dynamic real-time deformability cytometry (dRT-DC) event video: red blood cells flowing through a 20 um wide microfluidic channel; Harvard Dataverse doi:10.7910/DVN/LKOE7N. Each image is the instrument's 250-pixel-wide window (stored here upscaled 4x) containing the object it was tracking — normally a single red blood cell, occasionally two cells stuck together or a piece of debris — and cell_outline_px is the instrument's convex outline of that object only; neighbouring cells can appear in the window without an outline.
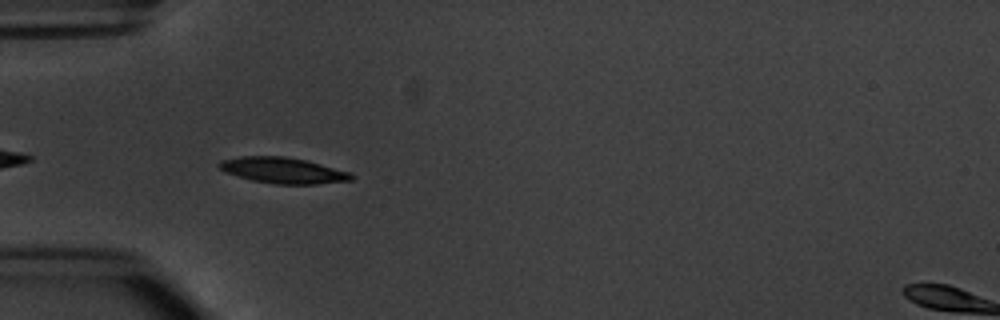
{"species": "common noctule bat (a hibernating species)", "species_latin": "Nyctalus noctula", "temperature_condition": "warm", "stored_images_in_passage": 40, "camera_frame_rate_fps": 3000, "um_per_image_px": 0.085, "animal": {"sex": "male", "body_mass_g": 20.1, "forearm_length_mm": 53.5}, "frame": {"image": 1, "passage_image": 3, "time_ms": 0.667, "image_size_px": [1000, 320], "cell_outline_px": [[356, 176], [352, 180], [316, 184], [276, 184], [252, 180], [228, 172], [220, 168], [216, 164], [220, 160], [240, 156], [284, 156], [304, 160], [352, 172]], "centroid_in_image_um": [24.09, 14.48], "position_along_channel_um": 60.9, "area_um2": 19.83}}
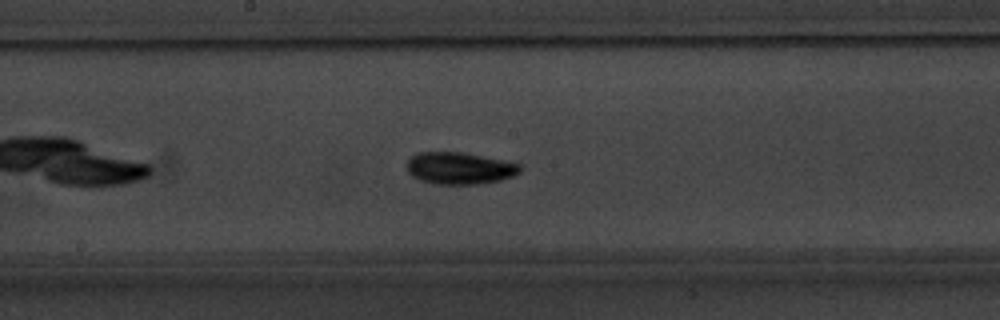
{"frame": {"image": 2, "passage_image": 15, "time_ms": 4.667, "image_size_px": [1000, 320], "cell_outline_px": [[520, 172], [512, 176], [500, 180], [476, 184], [436, 184], [420, 180], [412, 176], [408, 172], [408, 160], [416, 152], [460, 152], [520, 164]], "centroid_in_image_um": [39.02, 14.3], "position_along_channel_um": 209.2, "area_um2": 20.75}}
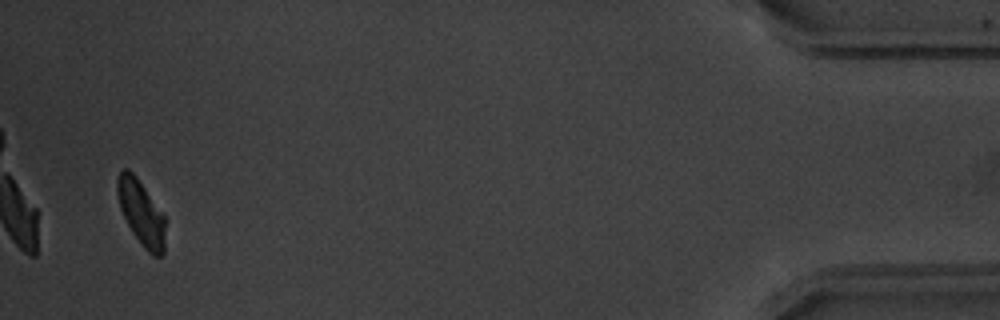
{"frame": {"image": 3, "passage_image": 38, "time_ms": 12.333, "image_size_px": [1000, 320], "cell_outline_px": [[164, 252], [160, 256], [152, 256], [144, 248], [132, 232], [120, 208], [116, 192], [116, 180], [120, 172], [124, 168], [128, 168], [136, 176], [164, 216]], "centroid_in_image_um": [11.97, 18.08], "position_along_channel_um": 423.2, "area_um2": 17.92}, "authors_computed_cell_mechanics": {"area_um2": 19.6231, "velocity_mm_per_s": 3.7794, "shape_relaxation_time_tau1_ms": 1.8367, "shape_relaxation_time_tau2_ms": null, "deformation_change_tau1": 0.112, "deformation_change_tau2": null}}